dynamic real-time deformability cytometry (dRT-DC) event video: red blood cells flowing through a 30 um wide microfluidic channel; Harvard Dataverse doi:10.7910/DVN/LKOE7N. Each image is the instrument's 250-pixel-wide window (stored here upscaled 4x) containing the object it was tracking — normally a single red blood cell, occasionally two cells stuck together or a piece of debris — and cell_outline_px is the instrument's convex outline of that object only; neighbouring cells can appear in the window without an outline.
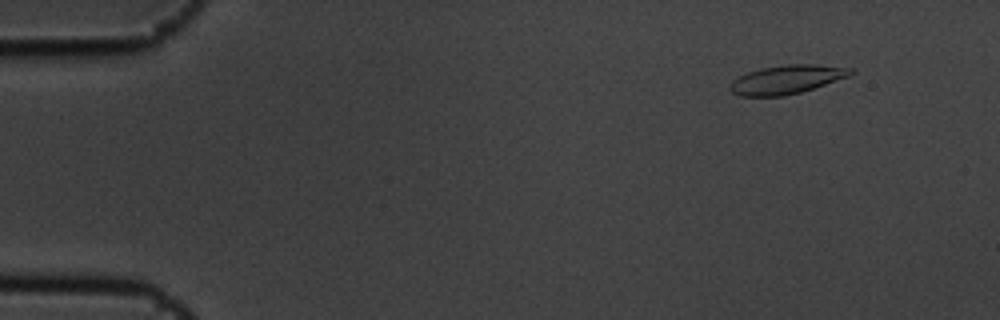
{"species": "common noctule bat (a hibernating species)", "species_latin": "Nyctalus noctula", "temperature_condition": "cold", "stored_images_in_passage": 8, "camera_frame_rate_fps": 3000, "um_per_image_px": 0.085, "animal": {"sex": "male", "body_mass_g": 19.5, "forearm_length_mm": 54.6}, "frame": {"image": 1, "passage_image": 2, "time_ms": 0.333, "image_size_px": [1000, 320], "cell_outline_px": [[856, 72], [848, 76], [800, 92], [784, 96], [740, 96], [732, 92], [728, 88], [728, 84], [732, 80], [748, 72], [760, 68], [784, 64], [816, 64], [852, 68]], "centroid_in_image_um": [66.83, 6.75], "position_along_channel_um": 18.2, "area_um2": 20.17}}
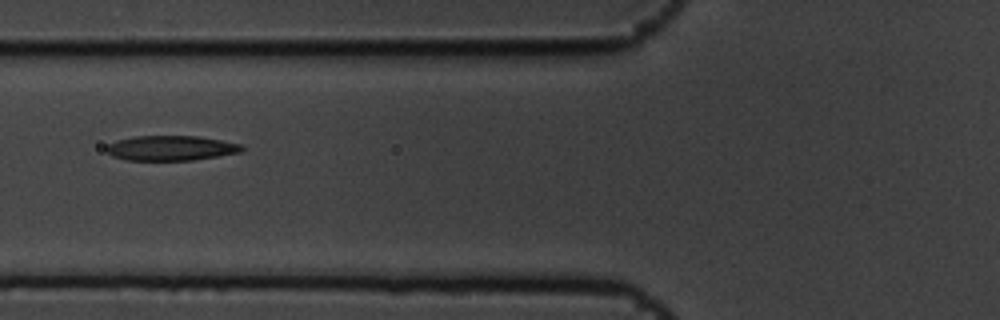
{"frame": {"image": 2, "passage_image": 6, "time_ms": 1.667, "image_size_px": [1000, 320], "cell_outline_px": [[244, 148], [240, 152], [192, 160], [128, 160], [112, 156], [104, 148], [108, 144], [116, 140], [136, 136], [200, 136], [240, 144]], "centroid_in_image_um": [14.49, 12.58], "position_along_channel_um": 111.3, "area_um2": 19.54}}
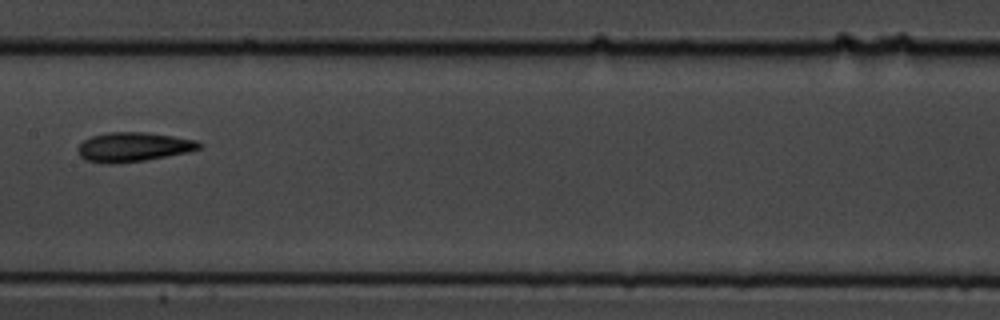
{"frame": {"image": 3, "passage_image": 8, "time_ms": 2.333, "image_size_px": [1000, 320], "cell_outline_px": [[204, 144], [200, 148], [188, 152], [144, 160], [112, 164], [108, 164], [84, 160], [80, 156], [76, 148], [84, 140], [92, 136], [108, 132], [148, 132], [196, 140]], "centroid_in_image_um": [11.32, 12.49], "position_along_channel_um": 196.1, "area_um2": 20.75}}